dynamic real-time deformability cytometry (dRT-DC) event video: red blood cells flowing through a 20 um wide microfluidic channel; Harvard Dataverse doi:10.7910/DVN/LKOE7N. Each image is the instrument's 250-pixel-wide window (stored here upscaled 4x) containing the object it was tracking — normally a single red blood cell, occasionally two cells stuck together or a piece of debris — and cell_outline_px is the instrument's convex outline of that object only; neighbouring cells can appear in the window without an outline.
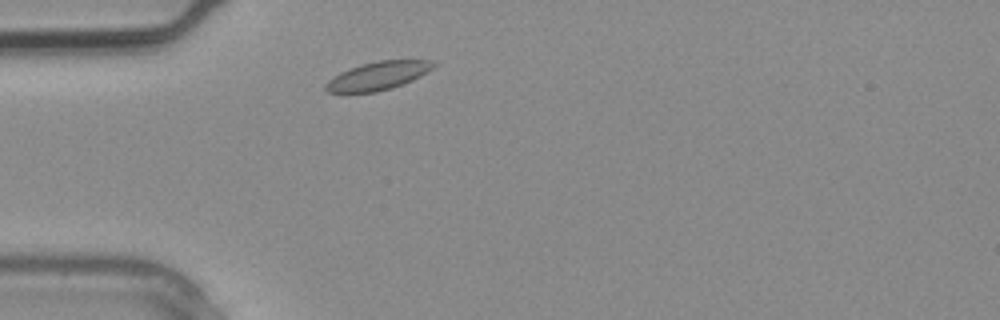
{"species": "common noctule bat (a hibernating species)", "species_latin": "Nyctalus noctula", "temperature_condition": "warm", "stored_images_in_passage": 1, "camera_frame_rate_fps": 3000, "um_per_image_px": 0.085, "animal": {"sex": "male", "body_mass_g": 20.4}, "frame": {"image": 1, "passage_image": 1, "time_ms": 0.0, "image_size_px": [1000, 320], "cell_outline_px": [[436, 64], [428, 72], [412, 80], [392, 88], [376, 92], [328, 92], [324, 88], [324, 84], [332, 76], [348, 68], [360, 64], [380, 60], [432, 60]], "centroid_in_image_um": [32.1, 6.43], "position_along_channel_um": 52.9, "area_um2": 17.8}}